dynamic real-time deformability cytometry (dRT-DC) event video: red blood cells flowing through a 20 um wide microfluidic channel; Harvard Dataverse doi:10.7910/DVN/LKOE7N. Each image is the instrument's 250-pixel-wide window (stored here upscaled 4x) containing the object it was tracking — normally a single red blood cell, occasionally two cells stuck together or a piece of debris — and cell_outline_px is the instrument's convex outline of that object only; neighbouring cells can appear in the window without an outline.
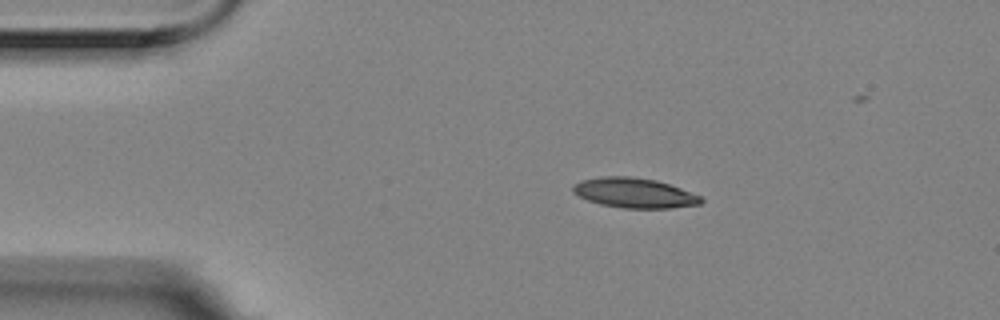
{"species": "Egyptian fruit bat (a non-hibernating species)", "species_latin": "Rousettus aegyptiacus", "temperature_condition": "room temperature", "stored_images_in_passage": 3, "camera_frame_rate_fps": 3000, "um_per_image_px": 0.085, "animal": {"sex": "female"}, "frame": {"image": 1, "passage_image": 2, "time_ms": 0.333, "image_size_px": [1000, 320], "cell_outline_px": [[704, 200], [700, 204], [672, 208], [624, 208], [600, 204], [588, 200], [572, 192], [572, 184], [580, 180], [600, 176], [632, 176], [656, 180], [680, 188], [700, 196]], "centroid_in_image_um": [53.88, 16.39], "position_along_channel_um": 31.1, "area_um2": 22.37}}